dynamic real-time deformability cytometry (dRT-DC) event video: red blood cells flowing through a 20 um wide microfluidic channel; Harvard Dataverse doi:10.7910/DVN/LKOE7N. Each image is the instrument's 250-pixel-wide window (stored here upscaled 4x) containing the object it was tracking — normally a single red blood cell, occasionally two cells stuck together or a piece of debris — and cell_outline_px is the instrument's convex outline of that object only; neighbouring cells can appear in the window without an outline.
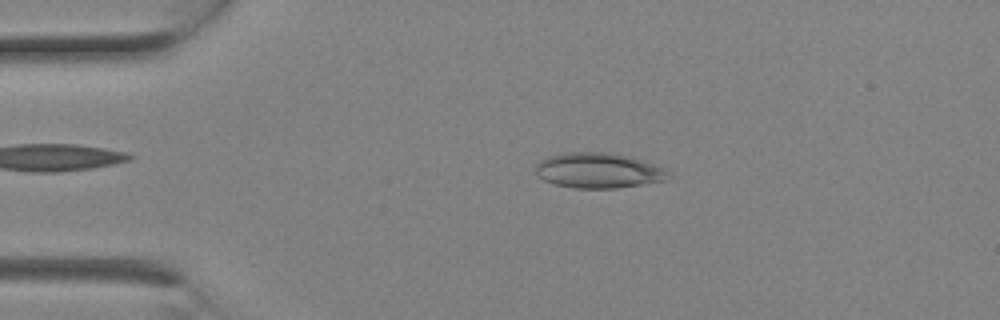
{"species": "Egyptian fruit bat (a non-hibernating species)", "species_latin": "Rousettus aegyptiacus", "temperature_condition": "room temperature", "stored_images_in_passage": 2, "camera_frame_rate_fps": 3000, "um_per_image_px": 0.085, "animal": {"sex": "female"}, "frame": {"image": 1, "passage_image": 1, "time_ms": 0.0, "image_size_px": [1000, 320], "cell_outline_px": [[664, 180], [616, 188], [572, 188], [552, 184], [536, 176], [536, 164], [540, 160], [548, 156], [568, 152], [616, 152], [664, 168]], "centroid_in_image_um": [50.73, 14.48], "position_along_channel_um": 34.3, "area_um2": 26.99}}